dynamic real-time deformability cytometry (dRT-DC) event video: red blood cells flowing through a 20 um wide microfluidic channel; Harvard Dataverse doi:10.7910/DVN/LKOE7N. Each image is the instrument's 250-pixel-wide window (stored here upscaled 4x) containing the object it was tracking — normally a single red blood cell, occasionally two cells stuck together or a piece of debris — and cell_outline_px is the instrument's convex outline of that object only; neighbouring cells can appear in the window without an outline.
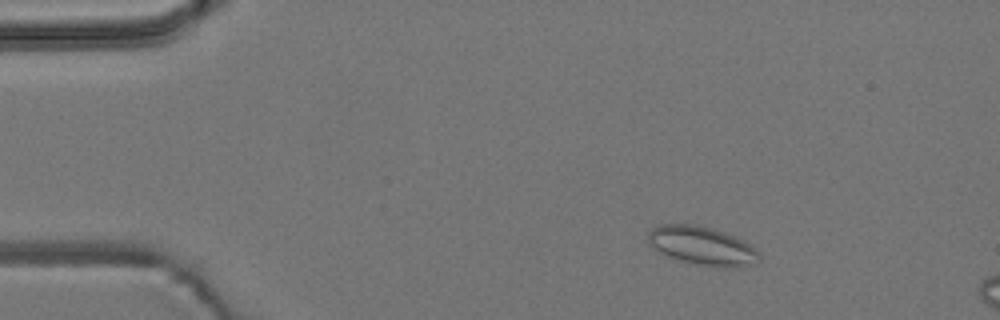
{"species": "common noctule bat (a hibernating species)", "species_latin": "Nyctalus noctula", "temperature_condition": "room temperature", "stored_images_in_passage": 7, "camera_frame_rate_fps": 3000, "um_per_image_px": 0.085, "animal": {"sex": "male", "body_mass_g": 19.2, "forearm_length_mm": 51.8}, "frame": {"image": 1, "passage_image": 2, "time_ms": 0.333, "image_size_px": [1000, 320], "cell_outline_px": [[760, 260], [756, 264], [732, 268], [724, 268], [692, 264], [668, 256], [660, 252], [648, 244], [648, 232], [652, 228], [660, 224], [696, 224], [712, 228], [736, 236], [744, 240], [760, 252]], "centroid_in_image_um": [59.72, 20.9], "position_along_channel_um": 25.3, "area_um2": 25.43}}